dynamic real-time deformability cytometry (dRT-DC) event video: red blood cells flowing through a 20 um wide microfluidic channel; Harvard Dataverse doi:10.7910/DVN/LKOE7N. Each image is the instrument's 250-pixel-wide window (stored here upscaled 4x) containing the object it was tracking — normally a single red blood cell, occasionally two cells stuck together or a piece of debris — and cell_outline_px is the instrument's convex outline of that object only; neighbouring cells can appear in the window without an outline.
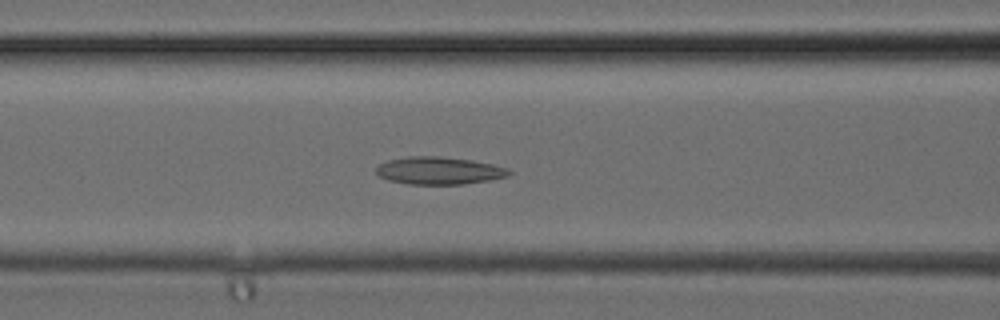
{"species": "common noctule bat (a hibernating species)", "species_latin": "Nyctalus noctula", "temperature_condition": "cold", "stored_images_in_passage": 29, "camera_frame_rate_fps": 3000, "um_per_image_px": 0.085, "animal": {"sex": "female", "body_mass_g": 24.6, "forearm_length_mm": 56.2}, "frame": {"image": 1, "passage_image": 10, "time_ms": 3.0, "image_size_px": [1000, 320], "cell_outline_px": [[512, 172], [508, 176], [492, 180], [464, 184], [408, 184], [388, 180], [380, 176], [376, 172], [376, 168], [380, 164], [388, 160], [408, 156], [440, 156], [472, 160], [492, 164], [508, 168]], "centroid_in_image_um": [37.34, 14.5], "position_along_channel_um": 129.3, "area_um2": 21.39}}
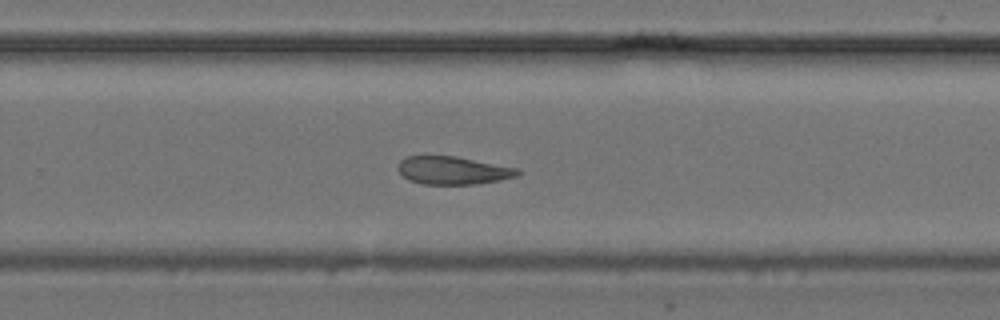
{"frame": {"image": 2, "passage_image": 18, "time_ms": 5.667, "image_size_px": [1000, 320], "cell_outline_px": [[520, 172], [516, 176], [500, 180], [476, 184], [420, 184], [408, 180], [396, 168], [400, 160], [404, 156], [456, 156], [520, 168]], "centroid_in_image_um": [38.49, 14.48], "position_along_channel_um": 291.3, "area_um2": 19.65}}
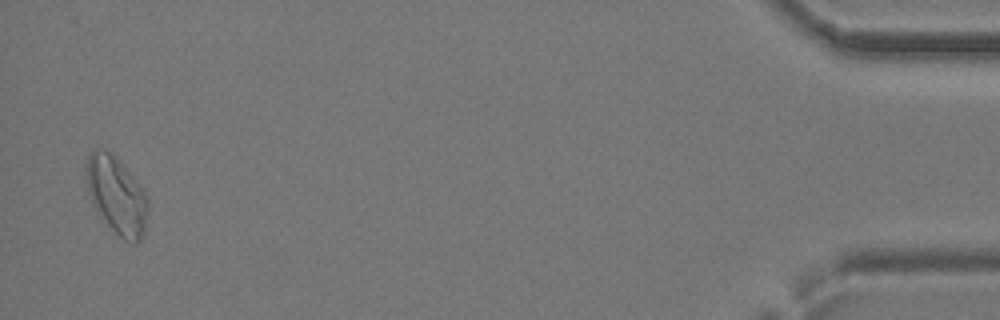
{"frame": {"image": 3, "passage_image": 29, "time_ms": 9.333, "image_size_px": [1000, 320], "cell_outline_px": [[148, 208], [144, 232], [140, 240], [136, 244], [132, 244], [124, 240], [108, 224], [92, 204], [88, 192], [84, 168], [84, 164], [88, 152], [104, 148], [132, 176], [144, 192], [148, 200]], "centroid_in_image_um": [9.88, 16.61], "position_along_channel_um": 425.3, "area_um2": 27.4}}